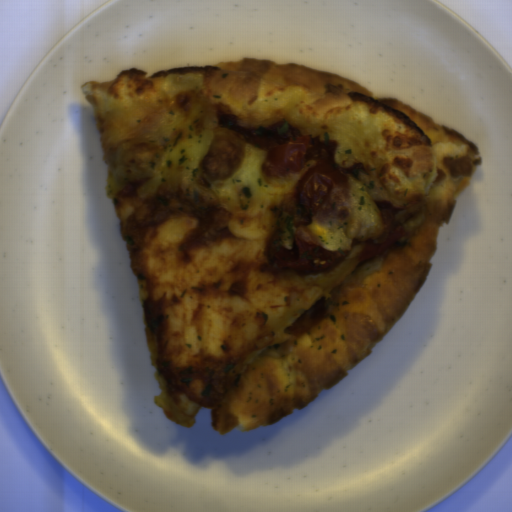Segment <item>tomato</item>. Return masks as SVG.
Instances as JSON below:
<instances>
[{"instance_id": "tomato-1", "label": "tomato", "mask_w": 512, "mask_h": 512, "mask_svg": "<svg viewBox=\"0 0 512 512\" xmlns=\"http://www.w3.org/2000/svg\"><path fill=\"white\" fill-rule=\"evenodd\" d=\"M243 138L265 152L263 170L271 177L288 176L314 161L269 241L266 254L270 262L315 274L343 261L345 252L327 251L312 230L313 222L341 220L348 215L350 179L335 161V141L307 134L281 120L247 131Z\"/></svg>"}, {"instance_id": "tomato-2", "label": "tomato", "mask_w": 512, "mask_h": 512, "mask_svg": "<svg viewBox=\"0 0 512 512\" xmlns=\"http://www.w3.org/2000/svg\"><path fill=\"white\" fill-rule=\"evenodd\" d=\"M380 213L383 222L381 233L377 238L366 243L364 249L359 254V262L365 263L385 254L404 240L408 234L403 224L398 222V214L395 209L383 207Z\"/></svg>"}, {"instance_id": "tomato-3", "label": "tomato", "mask_w": 512, "mask_h": 512, "mask_svg": "<svg viewBox=\"0 0 512 512\" xmlns=\"http://www.w3.org/2000/svg\"><path fill=\"white\" fill-rule=\"evenodd\" d=\"M328 314L329 310L324 296L289 323L285 331L294 336L307 335L319 327L328 318Z\"/></svg>"}]
</instances>
